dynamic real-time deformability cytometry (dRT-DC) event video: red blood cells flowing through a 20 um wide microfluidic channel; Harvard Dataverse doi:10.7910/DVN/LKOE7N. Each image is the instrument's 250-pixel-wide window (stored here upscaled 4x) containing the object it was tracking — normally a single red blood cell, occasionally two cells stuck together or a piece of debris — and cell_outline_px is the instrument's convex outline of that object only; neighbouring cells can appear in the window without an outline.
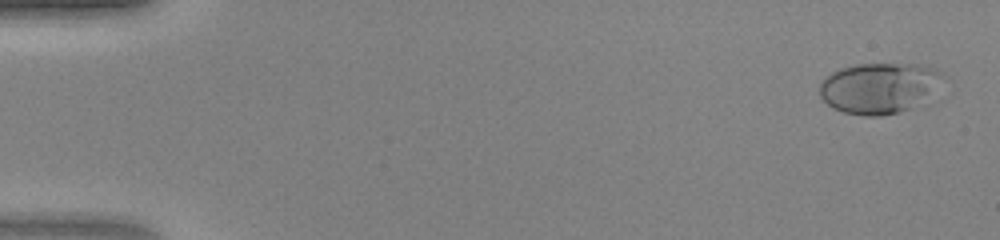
{"species": "human", "species_latin": "Homo sapiens", "temperature_condition": "warm", "stored_images_in_passage": 48, "segment_of_instrument_passage": [1, 2], "camera_frame_rate_fps": 3000, "um_per_image_px": 0.085, "donor": {"sex": "female"}, "frame": {"image": 1, "passage_image": 2, "time_ms": 0.333, "image_size_px": [1000, 240], "cell_outline_px": [[944, 76], [940, 100], [936, 104], [880, 116], [864, 116], [844, 112], [832, 108], [820, 96], [820, 84], [832, 72], [840, 68], [856, 64], [928, 64], [936, 68]], "centroid_in_image_um": [74.98, 7.51], "position_along_channel_um": 10.0, "area_um2": 38.55}}
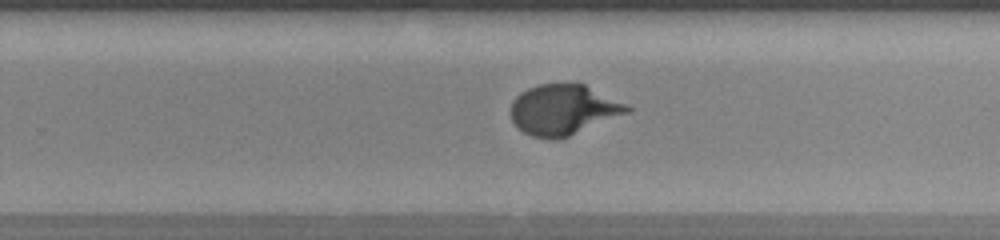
{"frame": {"image": 2, "passage_image": 31, "time_ms": 10.0, "image_size_px": [1000, 240], "cell_outline_px": [[632, 112], [568, 136], [552, 140], [532, 136], [524, 132], [512, 120], [508, 112], [512, 100], [520, 92], [528, 88], [540, 84], [584, 84], [628, 104], [632, 108]], "centroid_in_image_um": [47.89, 9.33], "position_along_channel_um": 281.9, "area_um2": 34.33}}
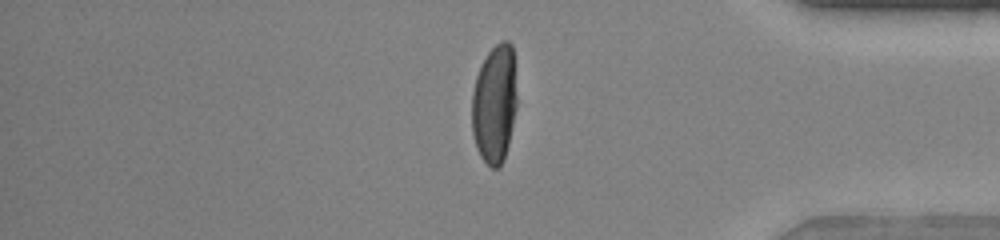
{"frame": {"image": 3, "passage_image": 40, "time_ms": 13.0, "image_size_px": [1000, 240], "cell_outline_px": [[516, 108], [508, 144], [504, 160], [500, 168], [492, 168], [480, 156], [476, 148], [472, 132], [472, 92], [476, 76], [480, 64], [488, 52], [500, 40], [508, 40], [512, 44], [516, 96]], "centroid_in_image_um": [42.02, 8.83], "position_along_channel_um": 393.2, "area_um2": 31.27}}